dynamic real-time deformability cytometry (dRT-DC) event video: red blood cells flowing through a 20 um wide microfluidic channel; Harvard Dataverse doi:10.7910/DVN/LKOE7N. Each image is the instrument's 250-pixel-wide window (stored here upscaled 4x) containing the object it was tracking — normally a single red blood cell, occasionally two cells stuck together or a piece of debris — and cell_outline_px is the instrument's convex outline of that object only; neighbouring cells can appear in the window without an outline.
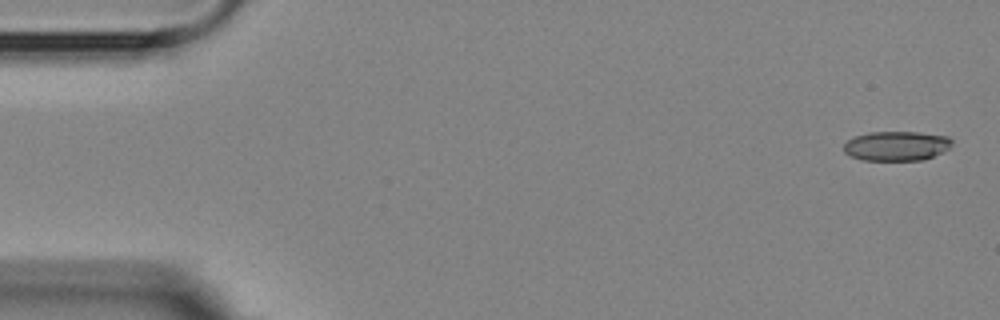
{"species": "Egyptian fruit bat (a non-hibernating species)", "species_latin": "Rousettus aegyptiacus", "temperature_condition": "room temperature", "stored_images_in_passage": 5, "camera_frame_rate_fps": 3000, "um_per_image_px": 0.085, "animal": {"sex": "female"}, "frame": {"image": 1, "passage_image": 1, "time_ms": 0.0, "image_size_px": [1000, 320], "cell_outline_px": [[952, 144], [948, 148], [924, 160], [864, 160], [852, 156], [844, 152], [844, 144], [852, 136], [868, 132], [920, 132], [948, 136], [952, 140]], "centroid_in_image_um": [76.18, 12.39], "position_along_channel_um": 8.8, "area_um2": 18.61}}
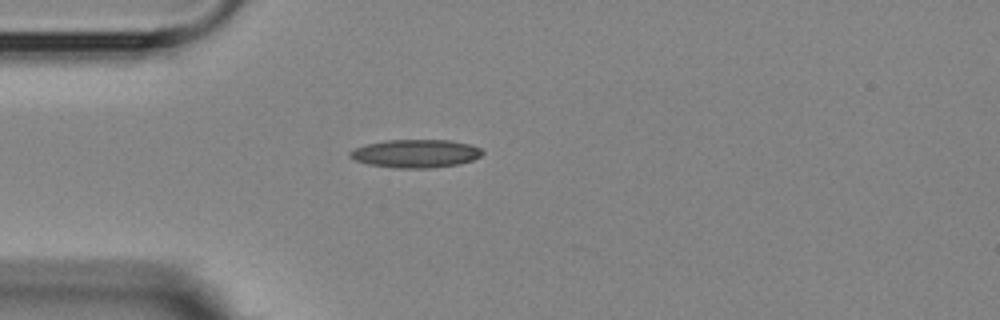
{"frame": {"image": 2, "passage_image": 4, "time_ms": 4.333, "image_size_px": [1000, 320], "cell_outline_px": [[484, 152], [480, 156], [472, 160], [460, 164], [432, 168], [392, 168], [368, 164], [356, 160], [348, 156], [348, 152], [356, 148], [368, 144], [384, 140], [452, 140], [472, 144], [480, 148]], "centroid_in_image_um": [35.35, 13.05], "position_along_channel_um": 49.6, "area_um2": 21.91}}